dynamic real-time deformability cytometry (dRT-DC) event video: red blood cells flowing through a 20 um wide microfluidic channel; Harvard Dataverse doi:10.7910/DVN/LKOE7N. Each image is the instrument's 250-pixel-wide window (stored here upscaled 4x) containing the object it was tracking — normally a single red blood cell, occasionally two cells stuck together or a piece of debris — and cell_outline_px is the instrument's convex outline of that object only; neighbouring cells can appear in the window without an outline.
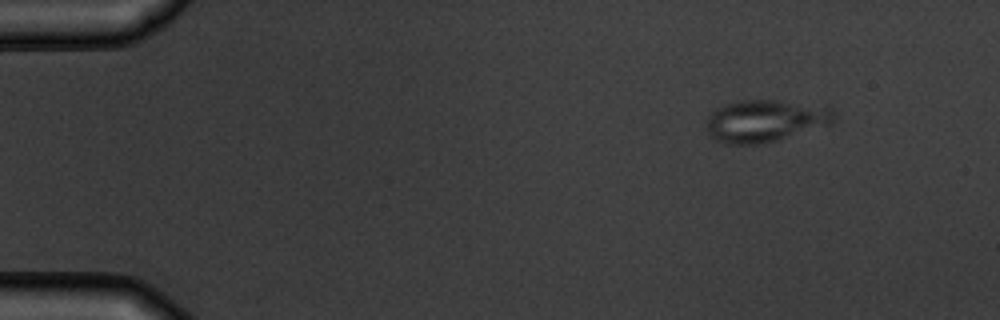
{"species": "common noctule bat (a hibernating species)", "species_latin": "Nyctalus noctula", "temperature_condition": "warm", "stored_images_in_passage": 4, "camera_frame_rate_fps": 3000, "um_per_image_px": 0.085, "animal": {"sex": "male", "body_mass_g": 19.5, "forearm_length_mm": 54.6}, "frame": {"image": 1, "passage_image": 1, "time_ms": 0.0, "image_size_px": [1000, 320], "cell_outline_px": [[832, 120], [828, 124], [776, 140], [756, 144], [724, 144], [708, 136], [704, 128], [704, 124], [708, 116], [712, 112], [728, 104], [744, 100], [776, 100], [828, 104], [832, 108]], "centroid_in_image_um": [65.0, 10.25], "position_along_channel_um": 20.0, "area_um2": 31.39}}